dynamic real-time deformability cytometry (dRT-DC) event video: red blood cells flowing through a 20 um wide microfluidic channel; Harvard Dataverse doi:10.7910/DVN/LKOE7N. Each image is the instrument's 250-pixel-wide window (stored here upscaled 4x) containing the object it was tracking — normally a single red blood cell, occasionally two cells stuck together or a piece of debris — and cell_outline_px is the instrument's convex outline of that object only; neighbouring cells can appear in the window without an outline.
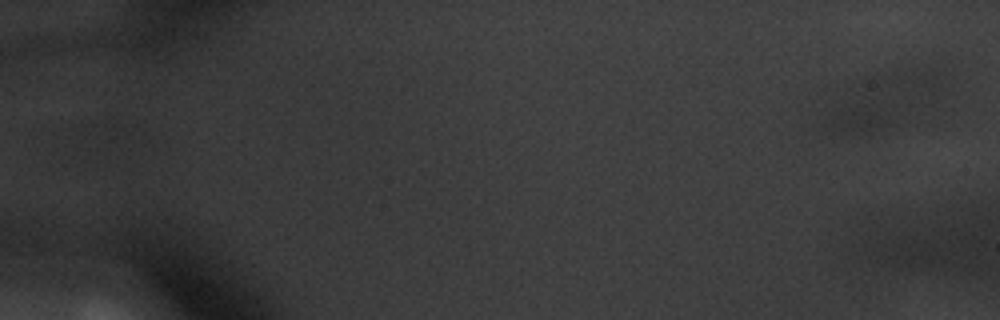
{"species": "common noctule bat (a hibernating species)", "species_latin": "Nyctalus noctula", "temperature_condition": "warm", "stored_images_in_passage": 4, "camera_frame_rate_fps": 3000, "um_per_image_px": 0.085, "animal": {"sex": "male", "body_mass_g": 20.1, "forearm_length_mm": 53.5}, "frame": {"image": 1, "passage_image": 2, "time_ms": 0.333, "image_size_px": [1000, 320], "cell_outline_px": [[936, 76], [932, 92], [896, 124], [872, 132], [844, 132], [832, 128], [828, 112], [868, 76], [896, 68], [928, 64], [936, 72]], "centroid_in_image_um": [75.06, 8.44], "position_along_channel_um": 9.9, "area_um2": 33.23}}